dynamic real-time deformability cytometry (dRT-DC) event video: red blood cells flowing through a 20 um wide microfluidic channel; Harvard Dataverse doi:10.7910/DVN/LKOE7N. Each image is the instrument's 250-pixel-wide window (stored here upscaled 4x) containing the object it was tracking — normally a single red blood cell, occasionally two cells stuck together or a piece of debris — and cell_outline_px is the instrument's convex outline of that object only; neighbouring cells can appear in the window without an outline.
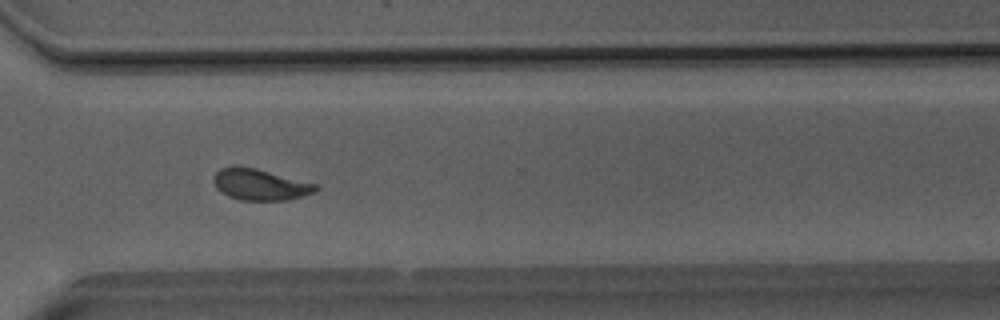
{"species": "Egyptian fruit bat (a non-hibernating species)", "species_latin": "Rousettus aegyptiacus", "temperature_condition": "room temperature", "stored_images_in_passage": 37, "camera_frame_rate_fps": 3000, "um_per_image_px": 0.085, "animal": {"sex": "male"}, "frame": {"image": 1, "passage_image": 32, "time_ms": 10.333, "image_size_px": [1000, 320], "cell_outline_px": [[320, 188], [316, 192], [288, 200], [240, 200], [228, 196], [220, 192], [216, 188], [212, 180], [212, 176], [220, 168], [232, 164], [256, 168], [316, 184]], "centroid_in_image_um": [22.05, 15.67], "position_along_channel_um": 348.5, "area_um2": 18.9}, "authors_computed_cell_mechanics": {"area_um2": 18.9584, "velocity_mm_per_s": 4.0442, "shape_relaxation_time_tau1_ms": 8.6996, "shape_relaxation_time_tau2_ms": 1.4069, "deformation_change_tau1": 0.2208, "deformation_change_tau2": 0.0805}}